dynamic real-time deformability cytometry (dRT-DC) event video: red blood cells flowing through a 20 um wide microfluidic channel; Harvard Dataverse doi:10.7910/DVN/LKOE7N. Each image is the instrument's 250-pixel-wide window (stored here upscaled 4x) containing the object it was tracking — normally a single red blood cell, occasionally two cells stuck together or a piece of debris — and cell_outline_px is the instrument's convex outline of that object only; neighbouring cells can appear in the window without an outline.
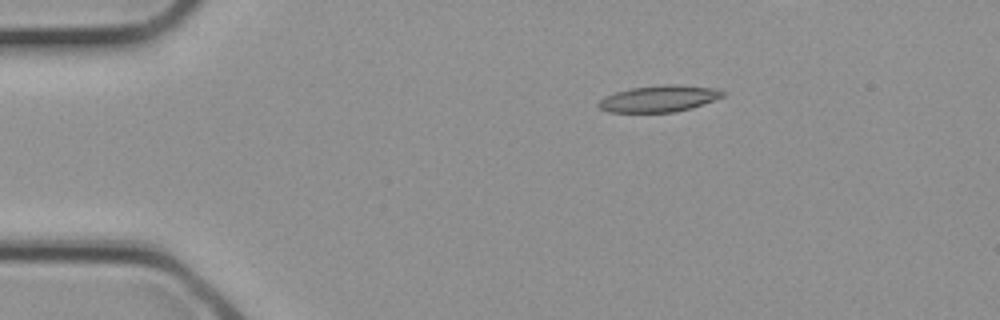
{"species": "common noctule bat (a hibernating species)", "species_latin": "Nyctalus noctula", "temperature_condition": "cold", "stored_images_in_passage": 23, "camera_frame_rate_fps": 3000, "um_per_image_px": 0.085, "animal": {"sex": "female", "body_mass_g": 21.9}, "frame": {"image": 1, "passage_image": 1, "time_ms": 0.0, "image_size_px": [1000, 320], "cell_outline_px": [[728, 92], [724, 96], [704, 104], [692, 108], [676, 112], [608, 112], [600, 108], [596, 104], [604, 96], [616, 92], [632, 88], [664, 84], [676, 84], [720, 88]], "centroid_in_image_um": [56.08, 8.38], "position_along_channel_um": 28.9, "area_um2": 19.48}}
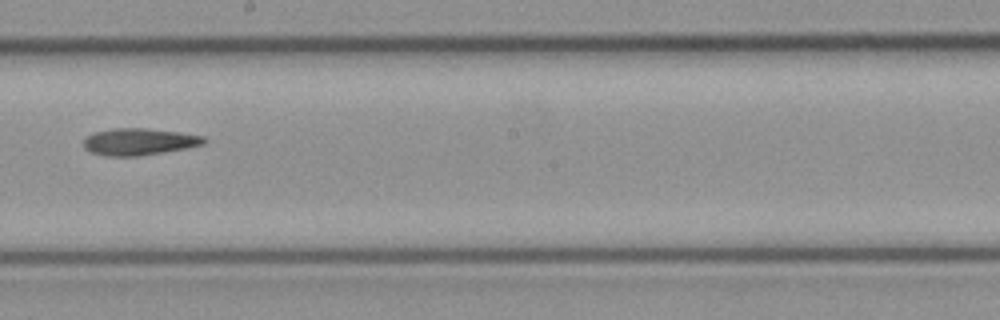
{"frame": {"image": 2, "passage_image": 13, "time_ms": 4.0, "image_size_px": [1000, 320], "cell_outline_px": [[208, 140], [204, 144], [188, 148], [140, 156], [104, 156], [88, 152], [84, 148], [84, 140], [92, 132], [112, 128], [144, 128], [176, 132], [204, 136]], "centroid_in_image_um": [11.8, 12.05], "position_along_channel_um": 236.4, "area_um2": 19.02}}
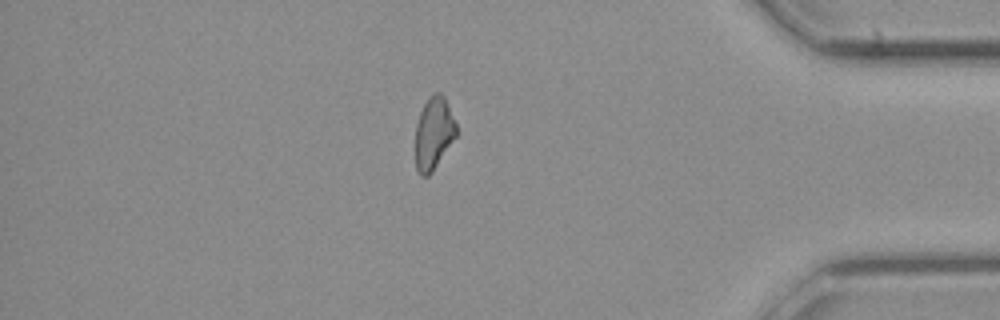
{"frame": {"image": 3, "passage_image": 22, "time_ms": 7.0, "image_size_px": [1000, 320], "cell_outline_px": [[456, 136], [432, 172], [428, 176], [420, 176], [416, 168], [416, 124], [420, 112], [428, 96], [432, 92], [440, 92], [444, 96], [456, 124]], "centroid_in_image_um": [36.85, 11.31], "position_along_channel_um": 398.3, "area_um2": 17.17}}